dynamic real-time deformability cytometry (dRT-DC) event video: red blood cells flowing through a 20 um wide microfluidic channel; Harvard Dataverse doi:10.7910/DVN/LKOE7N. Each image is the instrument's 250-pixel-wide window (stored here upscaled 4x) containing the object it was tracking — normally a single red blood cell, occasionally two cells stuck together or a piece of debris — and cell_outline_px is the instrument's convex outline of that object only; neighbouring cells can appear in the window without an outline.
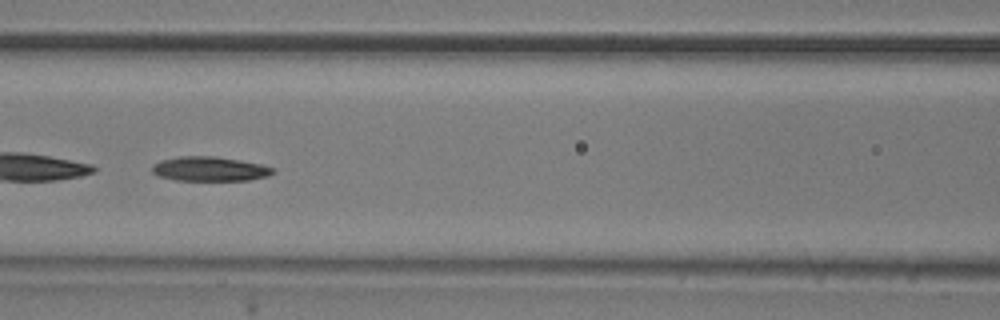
{"species": "common noctule bat (a hibernating species)", "species_latin": "Nyctalus noctula", "temperature_condition": "room temperature", "stored_images_in_passage": 51, "camera_frame_rate_fps": 3000, "um_per_image_px": 0.085, "animal": {"sex": "male", "body_mass_g": 20.5, "forearm_length_mm": 52.5}, "frame": {"image": 1, "passage_image": 22, "time_ms": 7.0, "image_size_px": [1000, 320], "cell_outline_px": [[276, 172], [268, 176], [248, 180], [176, 180], [156, 176], [152, 172], [152, 164], [160, 160], [180, 156], [216, 156], [240, 160], [260, 164], [276, 168]], "centroid_in_image_um": [17.82, 14.35], "position_along_channel_um": 148.8, "area_um2": 17.4}}
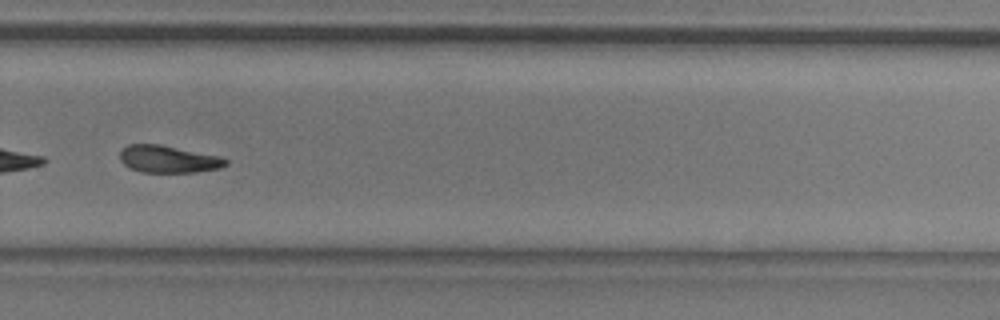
{"frame": {"image": 2, "passage_image": 35, "time_ms": 11.333, "image_size_px": [1000, 320], "cell_outline_px": [[228, 164], [220, 168], [196, 172], [140, 172], [128, 168], [120, 160], [120, 152], [128, 144], [160, 144], [216, 156], [228, 160]], "centroid_in_image_um": [14.26, 13.53], "position_along_channel_um": 315.5, "area_um2": 16.65}}
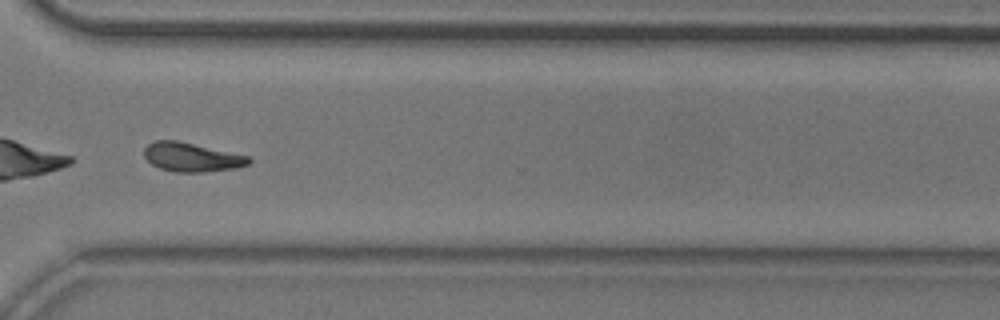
{"frame": {"image": 3, "passage_image": 38, "time_ms": 12.333, "image_size_px": [1000, 320], "cell_outline_px": [[252, 160], [248, 164], [236, 168], [204, 172], [176, 172], [160, 168], [152, 164], [144, 156], [144, 148], [148, 144], [156, 140], [176, 140], [248, 156]], "centroid_in_image_um": [16.27, 13.36], "position_along_channel_um": 354.3, "area_um2": 17.46}, "authors_computed_cell_mechanics": {"area_um2": 17.8602, "velocity_mm_per_s": 3.8612, "shape_relaxation_time_tau1_ms": 6.4859, "shape_relaxation_time_tau2_ms": 9.3856, "deformation_change_tau1": 0.1751, "deformation_change_tau2": 0.187}}